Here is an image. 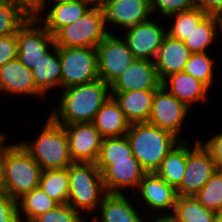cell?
I'll return each mask as SVG.
<instances>
[{"instance_id": "1", "label": "cell", "mask_w": 222, "mask_h": 222, "mask_svg": "<svg viewBox=\"0 0 222 222\" xmlns=\"http://www.w3.org/2000/svg\"><path fill=\"white\" fill-rule=\"evenodd\" d=\"M61 90L59 107L50 114L58 124L93 122L97 111L111 96L110 85L101 79Z\"/></svg>"}, {"instance_id": "2", "label": "cell", "mask_w": 222, "mask_h": 222, "mask_svg": "<svg viewBox=\"0 0 222 222\" xmlns=\"http://www.w3.org/2000/svg\"><path fill=\"white\" fill-rule=\"evenodd\" d=\"M134 157L146 173H155L182 138L148 122L133 123L126 134Z\"/></svg>"}, {"instance_id": "3", "label": "cell", "mask_w": 222, "mask_h": 222, "mask_svg": "<svg viewBox=\"0 0 222 222\" xmlns=\"http://www.w3.org/2000/svg\"><path fill=\"white\" fill-rule=\"evenodd\" d=\"M5 192L15 201L39 186L42 169L20 143L0 147Z\"/></svg>"}, {"instance_id": "4", "label": "cell", "mask_w": 222, "mask_h": 222, "mask_svg": "<svg viewBox=\"0 0 222 222\" xmlns=\"http://www.w3.org/2000/svg\"><path fill=\"white\" fill-rule=\"evenodd\" d=\"M70 204L80 215L94 213L107 194L96 163L73 162L68 167Z\"/></svg>"}, {"instance_id": "5", "label": "cell", "mask_w": 222, "mask_h": 222, "mask_svg": "<svg viewBox=\"0 0 222 222\" xmlns=\"http://www.w3.org/2000/svg\"><path fill=\"white\" fill-rule=\"evenodd\" d=\"M42 170L68 168L72 163L68 139L63 125L56 123L50 116L35 140L19 142Z\"/></svg>"}, {"instance_id": "6", "label": "cell", "mask_w": 222, "mask_h": 222, "mask_svg": "<svg viewBox=\"0 0 222 222\" xmlns=\"http://www.w3.org/2000/svg\"><path fill=\"white\" fill-rule=\"evenodd\" d=\"M102 7H91L81 18L61 28L55 35L57 47L96 48L108 34Z\"/></svg>"}, {"instance_id": "7", "label": "cell", "mask_w": 222, "mask_h": 222, "mask_svg": "<svg viewBox=\"0 0 222 222\" xmlns=\"http://www.w3.org/2000/svg\"><path fill=\"white\" fill-rule=\"evenodd\" d=\"M61 89L99 79L97 50L90 47H58Z\"/></svg>"}, {"instance_id": "8", "label": "cell", "mask_w": 222, "mask_h": 222, "mask_svg": "<svg viewBox=\"0 0 222 222\" xmlns=\"http://www.w3.org/2000/svg\"><path fill=\"white\" fill-rule=\"evenodd\" d=\"M193 148L186 143V169L181 185L176 189L178 196H194L218 170L209 151L196 138Z\"/></svg>"}, {"instance_id": "9", "label": "cell", "mask_w": 222, "mask_h": 222, "mask_svg": "<svg viewBox=\"0 0 222 222\" xmlns=\"http://www.w3.org/2000/svg\"><path fill=\"white\" fill-rule=\"evenodd\" d=\"M108 33L96 47L99 79L110 85L134 60L123 37Z\"/></svg>"}, {"instance_id": "10", "label": "cell", "mask_w": 222, "mask_h": 222, "mask_svg": "<svg viewBox=\"0 0 222 222\" xmlns=\"http://www.w3.org/2000/svg\"><path fill=\"white\" fill-rule=\"evenodd\" d=\"M17 43L18 59L32 69L55 46V39L36 17H30L18 30Z\"/></svg>"}, {"instance_id": "11", "label": "cell", "mask_w": 222, "mask_h": 222, "mask_svg": "<svg viewBox=\"0 0 222 222\" xmlns=\"http://www.w3.org/2000/svg\"><path fill=\"white\" fill-rule=\"evenodd\" d=\"M191 109L169 93L163 86L155 90L148 123L173 133H181L184 119Z\"/></svg>"}, {"instance_id": "12", "label": "cell", "mask_w": 222, "mask_h": 222, "mask_svg": "<svg viewBox=\"0 0 222 222\" xmlns=\"http://www.w3.org/2000/svg\"><path fill=\"white\" fill-rule=\"evenodd\" d=\"M152 18L126 29V32L123 31L126 34L124 40L134 59L154 61L167 35L163 25H158Z\"/></svg>"}, {"instance_id": "13", "label": "cell", "mask_w": 222, "mask_h": 222, "mask_svg": "<svg viewBox=\"0 0 222 222\" xmlns=\"http://www.w3.org/2000/svg\"><path fill=\"white\" fill-rule=\"evenodd\" d=\"M66 130L73 162L96 163L103 137L92 122L61 124Z\"/></svg>"}, {"instance_id": "14", "label": "cell", "mask_w": 222, "mask_h": 222, "mask_svg": "<svg viewBox=\"0 0 222 222\" xmlns=\"http://www.w3.org/2000/svg\"><path fill=\"white\" fill-rule=\"evenodd\" d=\"M107 193L122 194L123 190L132 187L137 190L146 172L136 158L122 161H96ZM135 187V188H134ZM126 188V189H124Z\"/></svg>"}, {"instance_id": "15", "label": "cell", "mask_w": 222, "mask_h": 222, "mask_svg": "<svg viewBox=\"0 0 222 222\" xmlns=\"http://www.w3.org/2000/svg\"><path fill=\"white\" fill-rule=\"evenodd\" d=\"M137 191H139L137 194L142 198L141 201L147 206L149 214L151 209L153 210L152 214L155 213L154 210L158 211L156 212L158 215L155 216L159 217L172 214L178 197L177 190L156 173H146L140 181Z\"/></svg>"}, {"instance_id": "16", "label": "cell", "mask_w": 222, "mask_h": 222, "mask_svg": "<svg viewBox=\"0 0 222 222\" xmlns=\"http://www.w3.org/2000/svg\"><path fill=\"white\" fill-rule=\"evenodd\" d=\"M160 86L154 61L134 59L110 84V92L157 90Z\"/></svg>"}, {"instance_id": "17", "label": "cell", "mask_w": 222, "mask_h": 222, "mask_svg": "<svg viewBox=\"0 0 222 222\" xmlns=\"http://www.w3.org/2000/svg\"><path fill=\"white\" fill-rule=\"evenodd\" d=\"M102 9L105 25H116L123 31L151 17L149 0H106Z\"/></svg>"}, {"instance_id": "18", "label": "cell", "mask_w": 222, "mask_h": 222, "mask_svg": "<svg viewBox=\"0 0 222 222\" xmlns=\"http://www.w3.org/2000/svg\"><path fill=\"white\" fill-rule=\"evenodd\" d=\"M3 91L12 95L44 96L35 86L32 70L18 58L0 68V92Z\"/></svg>"}, {"instance_id": "19", "label": "cell", "mask_w": 222, "mask_h": 222, "mask_svg": "<svg viewBox=\"0 0 222 222\" xmlns=\"http://www.w3.org/2000/svg\"><path fill=\"white\" fill-rule=\"evenodd\" d=\"M190 55L184 41L166 35L154 59L160 81L172 74L183 72Z\"/></svg>"}, {"instance_id": "20", "label": "cell", "mask_w": 222, "mask_h": 222, "mask_svg": "<svg viewBox=\"0 0 222 222\" xmlns=\"http://www.w3.org/2000/svg\"><path fill=\"white\" fill-rule=\"evenodd\" d=\"M53 4V5H52ZM50 9L44 8L37 20L54 36L61 28L81 18L92 6L83 0L51 3ZM49 10V11H48ZM45 15L46 18H43ZM42 16V18H41ZM42 20V22H41ZM44 21V22H43Z\"/></svg>"}, {"instance_id": "21", "label": "cell", "mask_w": 222, "mask_h": 222, "mask_svg": "<svg viewBox=\"0 0 222 222\" xmlns=\"http://www.w3.org/2000/svg\"><path fill=\"white\" fill-rule=\"evenodd\" d=\"M161 86L189 108L193 103L207 100L210 90L203 82L184 71L166 77Z\"/></svg>"}, {"instance_id": "22", "label": "cell", "mask_w": 222, "mask_h": 222, "mask_svg": "<svg viewBox=\"0 0 222 222\" xmlns=\"http://www.w3.org/2000/svg\"><path fill=\"white\" fill-rule=\"evenodd\" d=\"M124 194L107 193L98 206L100 219L95 216L93 222H144L145 216L132 206L134 202H129Z\"/></svg>"}, {"instance_id": "23", "label": "cell", "mask_w": 222, "mask_h": 222, "mask_svg": "<svg viewBox=\"0 0 222 222\" xmlns=\"http://www.w3.org/2000/svg\"><path fill=\"white\" fill-rule=\"evenodd\" d=\"M118 102L127 120L133 123L148 122L155 90H135L127 92H110Z\"/></svg>"}, {"instance_id": "24", "label": "cell", "mask_w": 222, "mask_h": 222, "mask_svg": "<svg viewBox=\"0 0 222 222\" xmlns=\"http://www.w3.org/2000/svg\"><path fill=\"white\" fill-rule=\"evenodd\" d=\"M92 123L103 138L124 136L131 125L113 96L97 111Z\"/></svg>"}, {"instance_id": "25", "label": "cell", "mask_w": 222, "mask_h": 222, "mask_svg": "<svg viewBox=\"0 0 222 222\" xmlns=\"http://www.w3.org/2000/svg\"><path fill=\"white\" fill-rule=\"evenodd\" d=\"M36 88L46 96L51 89L61 88V62L55 45L31 69ZM57 86V87H56Z\"/></svg>"}, {"instance_id": "26", "label": "cell", "mask_w": 222, "mask_h": 222, "mask_svg": "<svg viewBox=\"0 0 222 222\" xmlns=\"http://www.w3.org/2000/svg\"><path fill=\"white\" fill-rule=\"evenodd\" d=\"M220 35L222 36V18L207 15L184 40V44L191 53H205L218 36L222 38Z\"/></svg>"}, {"instance_id": "27", "label": "cell", "mask_w": 222, "mask_h": 222, "mask_svg": "<svg viewBox=\"0 0 222 222\" xmlns=\"http://www.w3.org/2000/svg\"><path fill=\"white\" fill-rule=\"evenodd\" d=\"M186 169V141L176 144L163 159L161 166L155 172L170 186L177 189L183 180Z\"/></svg>"}, {"instance_id": "28", "label": "cell", "mask_w": 222, "mask_h": 222, "mask_svg": "<svg viewBox=\"0 0 222 222\" xmlns=\"http://www.w3.org/2000/svg\"><path fill=\"white\" fill-rule=\"evenodd\" d=\"M57 205H59L57 201L37 186L17 200L19 220L31 222L38 215L54 209Z\"/></svg>"}, {"instance_id": "29", "label": "cell", "mask_w": 222, "mask_h": 222, "mask_svg": "<svg viewBox=\"0 0 222 222\" xmlns=\"http://www.w3.org/2000/svg\"><path fill=\"white\" fill-rule=\"evenodd\" d=\"M169 217L174 222H214L219 215L204 207L194 196H178Z\"/></svg>"}, {"instance_id": "30", "label": "cell", "mask_w": 222, "mask_h": 222, "mask_svg": "<svg viewBox=\"0 0 222 222\" xmlns=\"http://www.w3.org/2000/svg\"><path fill=\"white\" fill-rule=\"evenodd\" d=\"M39 186L50 198L54 199L59 204L68 203V168L42 170Z\"/></svg>"}, {"instance_id": "31", "label": "cell", "mask_w": 222, "mask_h": 222, "mask_svg": "<svg viewBox=\"0 0 222 222\" xmlns=\"http://www.w3.org/2000/svg\"><path fill=\"white\" fill-rule=\"evenodd\" d=\"M207 16L198 7L192 8L190 10L181 11L179 13L172 14L167 18H172L174 21L167 29V35L171 38L184 41L193 31L194 28Z\"/></svg>"}, {"instance_id": "32", "label": "cell", "mask_w": 222, "mask_h": 222, "mask_svg": "<svg viewBox=\"0 0 222 222\" xmlns=\"http://www.w3.org/2000/svg\"><path fill=\"white\" fill-rule=\"evenodd\" d=\"M194 197L204 207L222 216V169H218Z\"/></svg>"}, {"instance_id": "33", "label": "cell", "mask_w": 222, "mask_h": 222, "mask_svg": "<svg viewBox=\"0 0 222 222\" xmlns=\"http://www.w3.org/2000/svg\"><path fill=\"white\" fill-rule=\"evenodd\" d=\"M29 18L10 0H0V37L16 34Z\"/></svg>"}, {"instance_id": "34", "label": "cell", "mask_w": 222, "mask_h": 222, "mask_svg": "<svg viewBox=\"0 0 222 222\" xmlns=\"http://www.w3.org/2000/svg\"><path fill=\"white\" fill-rule=\"evenodd\" d=\"M215 60L205 53H191L184 72L203 82L209 89L214 84Z\"/></svg>"}, {"instance_id": "35", "label": "cell", "mask_w": 222, "mask_h": 222, "mask_svg": "<svg viewBox=\"0 0 222 222\" xmlns=\"http://www.w3.org/2000/svg\"><path fill=\"white\" fill-rule=\"evenodd\" d=\"M135 158L126 135L103 138L97 161H122Z\"/></svg>"}, {"instance_id": "36", "label": "cell", "mask_w": 222, "mask_h": 222, "mask_svg": "<svg viewBox=\"0 0 222 222\" xmlns=\"http://www.w3.org/2000/svg\"><path fill=\"white\" fill-rule=\"evenodd\" d=\"M31 222H87L70 204H59L54 209L40 214Z\"/></svg>"}, {"instance_id": "37", "label": "cell", "mask_w": 222, "mask_h": 222, "mask_svg": "<svg viewBox=\"0 0 222 222\" xmlns=\"http://www.w3.org/2000/svg\"><path fill=\"white\" fill-rule=\"evenodd\" d=\"M151 14L160 12L159 17L179 13L197 7V0H149Z\"/></svg>"}, {"instance_id": "38", "label": "cell", "mask_w": 222, "mask_h": 222, "mask_svg": "<svg viewBox=\"0 0 222 222\" xmlns=\"http://www.w3.org/2000/svg\"><path fill=\"white\" fill-rule=\"evenodd\" d=\"M18 58L17 33L0 37V68Z\"/></svg>"}, {"instance_id": "39", "label": "cell", "mask_w": 222, "mask_h": 222, "mask_svg": "<svg viewBox=\"0 0 222 222\" xmlns=\"http://www.w3.org/2000/svg\"><path fill=\"white\" fill-rule=\"evenodd\" d=\"M0 222H20L17 201L6 192H0Z\"/></svg>"}, {"instance_id": "40", "label": "cell", "mask_w": 222, "mask_h": 222, "mask_svg": "<svg viewBox=\"0 0 222 222\" xmlns=\"http://www.w3.org/2000/svg\"><path fill=\"white\" fill-rule=\"evenodd\" d=\"M201 143L209 151L217 168L222 169V132Z\"/></svg>"}, {"instance_id": "41", "label": "cell", "mask_w": 222, "mask_h": 222, "mask_svg": "<svg viewBox=\"0 0 222 222\" xmlns=\"http://www.w3.org/2000/svg\"><path fill=\"white\" fill-rule=\"evenodd\" d=\"M20 7L29 17H37L46 8V0H10Z\"/></svg>"}, {"instance_id": "42", "label": "cell", "mask_w": 222, "mask_h": 222, "mask_svg": "<svg viewBox=\"0 0 222 222\" xmlns=\"http://www.w3.org/2000/svg\"><path fill=\"white\" fill-rule=\"evenodd\" d=\"M197 7L207 15L222 18V0H197Z\"/></svg>"}, {"instance_id": "43", "label": "cell", "mask_w": 222, "mask_h": 222, "mask_svg": "<svg viewBox=\"0 0 222 222\" xmlns=\"http://www.w3.org/2000/svg\"><path fill=\"white\" fill-rule=\"evenodd\" d=\"M152 217H150V220H147V216H146V220H144V222H174L169 216H154L152 219Z\"/></svg>"}, {"instance_id": "44", "label": "cell", "mask_w": 222, "mask_h": 222, "mask_svg": "<svg viewBox=\"0 0 222 222\" xmlns=\"http://www.w3.org/2000/svg\"><path fill=\"white\" fill-rule=\"evenodd\" d=\"M90 4L92 7H102L106 0H83Z\"/></svg>"}, {"instance_id": "45", "label": "cell", "mask_w": 222, "mask_h": 222, "mask_svg": "<svg viewBox=\"0 0 222 222\" xmlns=\"http://www.w3.org/2000/svg\"><path fill=\"white\" fill-rule=\"evenodd\" d=\"M0 192H5L4 182H3V167L0 161Z\"/></svg>"}, {"instance_id": "46", "label": "cell", "mask_w": 222, "mask_h": 222, "mask_svg": "<svg viewBox=\"0 0 222 222\" xmlns=\"http://www.w3.org/2000/svg\"><path fill=\"white\" fill-rule=\"evenodd\" d=\"M6 138L7 136L0 131V147L5 143L4 141L6 140Z\"/></svg>"}, {"instance_id": "47", "label": "cell", "mask_w": 222, "mask_h": 222, "mask_svg": "<svg viewBox=\"0 0 222 222\" xmlns=\"http://www.w3.org/2000/svg\"><path fill=\"white\" fill-rule=\"evenodd\" d=\"M50 0H46V8L48 6L47 2L49 3ZM70 1H75V0H54L52 2H55V3H60V2H70Z\"/></svg>"}, {"instance_id": "48", "label": "cell", "mask_w": 222, "mask_h": 222, "mask_svg": "<svg viewBox=\"0 0 222 222\" xmlns=\"http://www.w3.org/2000/svg\"><path fill=\"white\" fill-rule=\"evenodd\" d=\"M214 222H222V216H219Z\"/></svg>"}]
</instances>
